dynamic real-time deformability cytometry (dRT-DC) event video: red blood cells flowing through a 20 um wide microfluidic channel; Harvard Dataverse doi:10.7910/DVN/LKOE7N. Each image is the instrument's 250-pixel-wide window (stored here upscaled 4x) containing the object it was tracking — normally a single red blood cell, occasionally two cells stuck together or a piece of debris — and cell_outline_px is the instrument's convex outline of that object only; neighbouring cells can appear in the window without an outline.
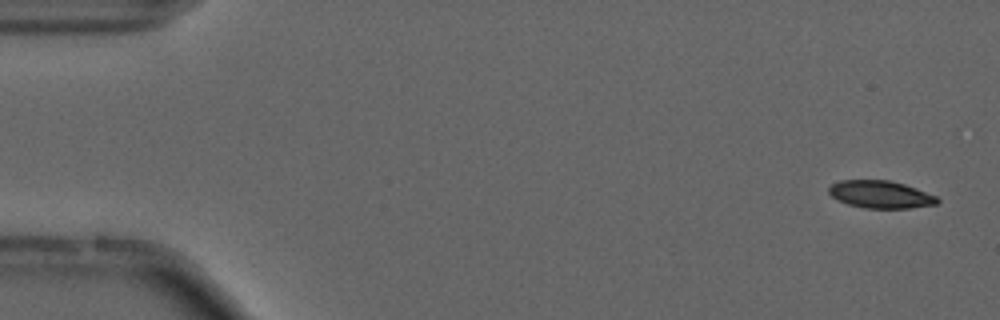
{"species": "common noctule bat (a hibernating species)", "species_latin": "Nyctalus noctula", "temperature_condition": "cold", "stored_images_in_passage": 54, "camera_frame_rate_fps": 3000, "um_per_image_px": 0.085, "animal": {"sex": "male", "forearm_length_mm": 52.5}, "frame": {"image": 1, "passage_image": 2, "time_ms": 0.333, "image_size_px": [1000, 320], "cell_outline_px": [[940, 200], [936, 204], [908, 208], [864, 208], [848, 204], [832, 196], [828, 192], [828, 188], [832, 184], [840, 180], [888, 180], [904, 184], [916, 188], [936, 196]], "centroid_in_image_um": [74.84, 16.52], "position_along_channel_um": 10.2, "area_um2": 17.22}}
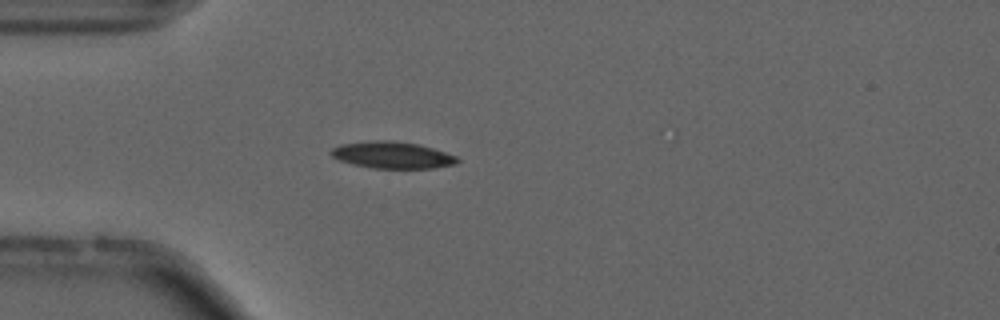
{"frame": {"image": 2, "passage_image": 15, "time_ms": 4.667, "image_size_px": [1000, 320], "cell_outline_px": [[460, 160], [456, 164], [432, 168], [372, 168], [352, 164], [340, 160], [332, 156], [328, 152], [332, 148], [340, 144], [376, 140], [392, 140], [420, 144], [456, 156]], "centroid_in_image_um": [33.33, 13.17], "position_along_channel_um": 51.7, "area_um2": 19.71}}
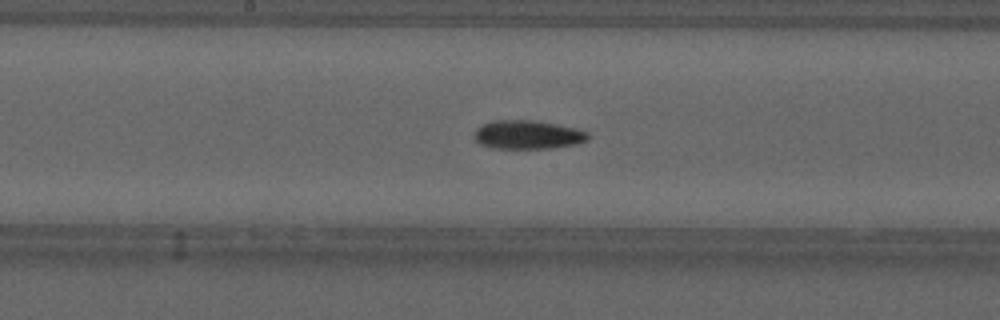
{"frame": {"image": 3, "passage_image": 28, "time_ms": 9.0, "image_size_px": [1000, 320], "cell_outline_px": [[588, 140], [576, 144], [548, 148], [492, 148], [480, 144], [476, 140], [476, 128], [492, 120], [536, 120], [576, 128], [588, 132]], "centroid_in_image_um": [44.87, 11.44], "position_along_channel_um": 203.3, "area_um2": 18.9}, "authors_computed_cell_mechanics": {"area_um2": 18.2937, "velocity_mm_per_s": 3.7234, "shape_relaxation_time_tau1_ms": 4.6216, "shape_relaxation_time_tau2_ms": null, "deformation_change_tau1": 0.1284, "deformation_change_tau2": null}}